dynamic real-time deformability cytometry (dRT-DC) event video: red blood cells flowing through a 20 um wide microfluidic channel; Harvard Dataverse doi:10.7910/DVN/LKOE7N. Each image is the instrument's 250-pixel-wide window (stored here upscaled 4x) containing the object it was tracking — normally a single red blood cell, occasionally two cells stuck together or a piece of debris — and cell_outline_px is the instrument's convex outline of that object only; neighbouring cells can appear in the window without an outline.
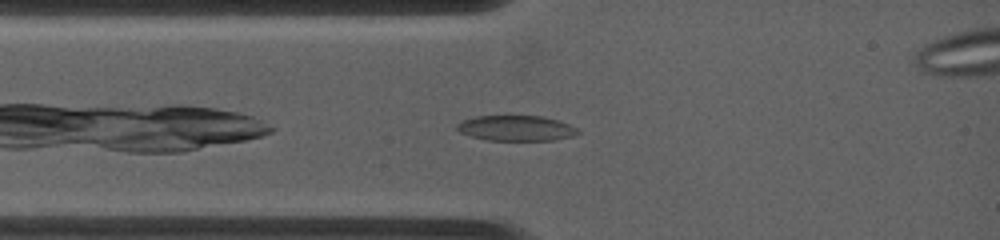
{"species": "common noctule bat (a hibernating species)", "species_latin": "Nyctalus noctula", "temperature_condition": "warm", "stored_images_in_passage": 23, "camera_frame_rate_fps": 4500, "um_per_image_px": 0.085, "animal": {"sex": "female", "body_mass_g": 19.0, "forearm_length_mm": 53.3}, "frame": {"image": 1, "passage_image": 3, "time_ms": 0.889, "image_size_px": [1000, 240], "cell_outline_px": [[580, 132], [572, 136], [552, 140], [488, 140], [472, 136], [460, 132], [456, 128], [456, 124], [460, 120], [476, 116], [544, 116], [568, 124], [576, 128]], "centroid_in_image_um": [43.83, 10.89], "position_along_channel_um": 41.2, "area_um2": 17.74}}
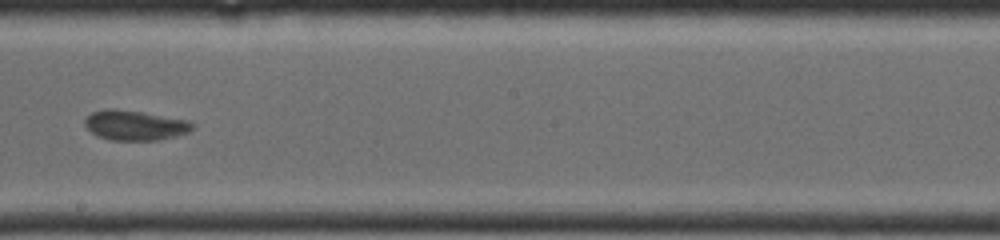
{"frame": {"image": 2, "passage_image": 9, "time_ms": 6.0, "image_size_px": [1000, 240], "cell_outline_px": [[196, 128], [188, 132], [176, 136], [156, 140], [112, 140], [96, 136], [84, 124], [84, 120], [92, 112], [104, 108], [112, 108], [140, 112], [188, 120], [196, 124]], "centroid_in_image_um": [11.49, 10.65], "position_along_channel_um": 236.7, "area_um2": 18.79}}
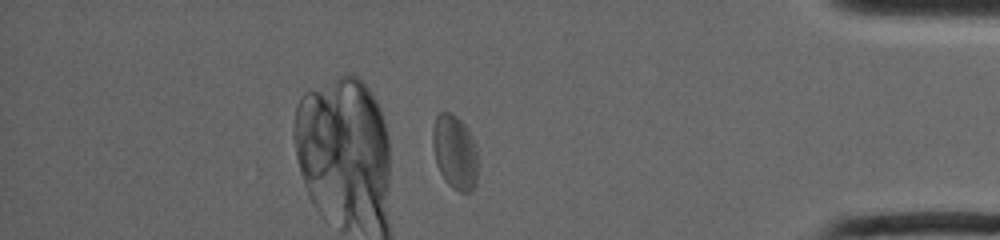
{"frame": {"image": 3, "passage_image": 18, "time_ms": 11.111, "image_size_px": [1000, 240], "cell_outline_px": [[476, 184], [472, 192], [460, 192], [452, 188], [444, 180], [436, 164], [432, 144], [432, 128], [436, 116], [440, 112], [452, 112], [468, 128], [476, 148]], "centroid_in_image_um": [38.64, 12.93], "position_along_channel_um": 396.6, "area_um2": 19.71}}